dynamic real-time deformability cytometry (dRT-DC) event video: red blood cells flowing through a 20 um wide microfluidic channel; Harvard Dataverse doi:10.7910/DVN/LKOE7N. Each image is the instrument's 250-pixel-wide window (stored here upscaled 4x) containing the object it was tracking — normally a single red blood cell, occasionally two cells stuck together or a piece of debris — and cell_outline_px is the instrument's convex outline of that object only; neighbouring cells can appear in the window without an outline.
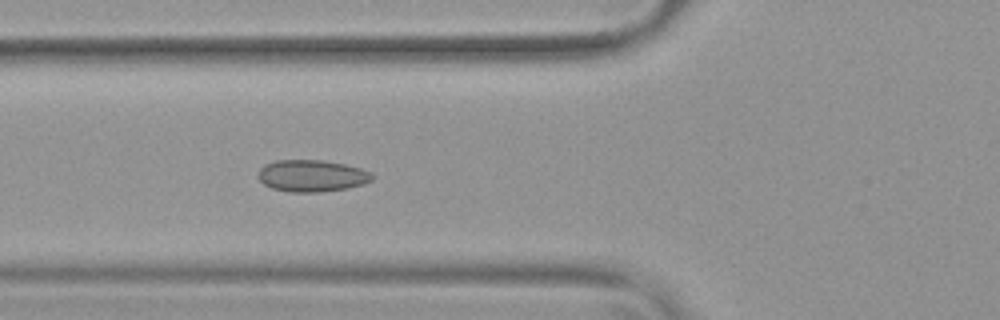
{"species": "common noctule bat (a hibernating species)", "species_latin": "Nyctalus noctula", "temperature_condition": "warm", "stored_images_in_passage": 54, "camera_frame_rate_fps": 3000, "um_per_image_px": 0.085, "animal": {"sex": "female", "body_mass_g": 19.9}, "frame": {"image": 1, "passage_image": 21, "time_ms": 6.667, "image_size_px": [1000, 320], "cell_outline_px": [[376, 176], [372, 180], [364, 184], [348, 188], [320, 192], [288, 192], [272, 188], [264, 184], [256, 176], [260, 168], [264, 164], [276, 160], [324, 160], [344, 164], [360, 168], [372, 172]], "centroid_in_image_um": [26.51, 14.94], "position_along_channel_um": 99.3, "area_um2": 21.44}}
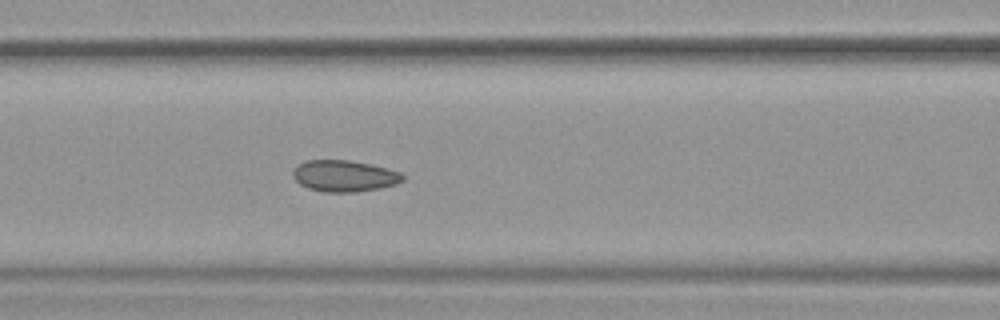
{"frame": {"image": 2, "passage_image": 24, "time_ms": 7.667, "image_size_px": [1000, 320], "cell_outline_px": [[404, 180], [396, 184], [380, 188], [356, 192], [324, 192], [308, 188], [300, 184], [292, 176], [292, 172], [304, 160], [348, 160], [388, 168], [400, 172], [404, 176]], "centroid_in_image_um": [29.27, 14.96], "position_along_channel_um": 137.3, "area_um2": 20.06}}
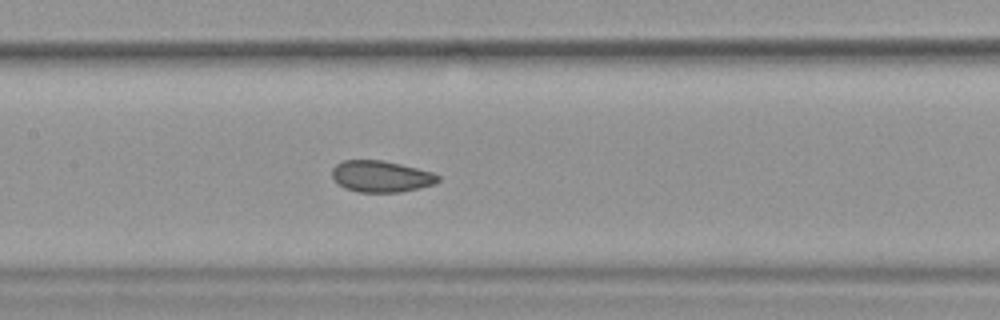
{"frame": {"image": 3, "passage_image": 27, "time_ms": 8.667, "image_size_px": [1000, 320], "cell_outline_px": [[440, 180], [436, 184], [400, 192], [356, 192], [344, 188], [332, 176], [332, 168], [336, 164], [344, 160], [380, 160], [400, 164], [432, 172], [440, 176]], "centroid_in_image_um": [32.4, 15.0], "position_along_channel_um": 175.0, "area_um2": 19.36}, "authors_computed_cell_mechanics": {"area_um2": 21.0392, "velocity_mm_per_s": 3.7808, "shape_relaxation_time_tau1_ms": null, "shape_relaxation_time_tau2_ms": 1.3126, "deformation_change_tau1": null, "deformation_change_tau2": 0.0689}}